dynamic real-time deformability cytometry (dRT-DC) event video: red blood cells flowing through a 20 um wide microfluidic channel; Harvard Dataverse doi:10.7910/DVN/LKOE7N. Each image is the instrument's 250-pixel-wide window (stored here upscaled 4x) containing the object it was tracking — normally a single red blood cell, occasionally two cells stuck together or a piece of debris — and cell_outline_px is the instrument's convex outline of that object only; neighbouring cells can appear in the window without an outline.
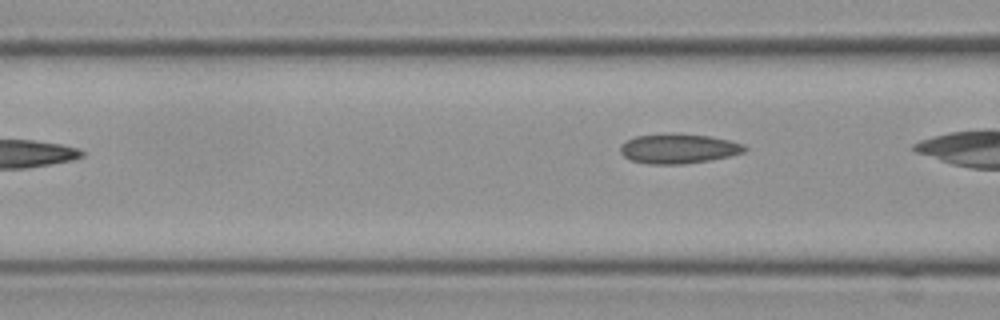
{"species": "Egyptian fruit bat (a non-hibernating species)", "species_latin": "Rousettus aegyptiacus", "temperature_condition": "cold", "stored_images_in_passage": 6, "camera_frame_rate_fps": 3000, "um_per_image_px": 0.085, "frame": {"image": 1, "passage_image": 6, "time_ms": 1.667, "image_size_px": [1000, 320], "cell_outline_px": [[748, 148], [744, 152], [728, 156], [708, 160], [684, 164], [648, 164], [632, 160], [624, 156], [620, 152], [620, 144], [636, 136], [672, 132], [676, 132], [708, 136], [728, 140], [744, 144]], "centroid_in_image_um": [57.65, 12.62], "position_along_channel_um": 108.9, "area_um2": 21.62}}